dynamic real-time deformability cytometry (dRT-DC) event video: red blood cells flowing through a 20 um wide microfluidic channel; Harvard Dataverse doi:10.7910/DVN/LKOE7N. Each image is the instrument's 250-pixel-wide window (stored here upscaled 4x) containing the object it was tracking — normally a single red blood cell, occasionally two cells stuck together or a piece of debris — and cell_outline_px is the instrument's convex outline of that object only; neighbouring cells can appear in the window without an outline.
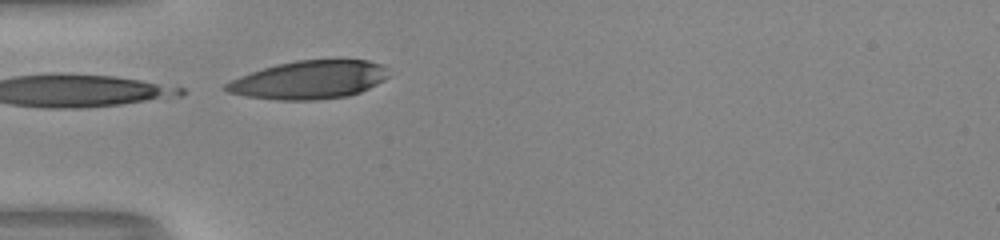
{"species": "human", "species_latin": "Homo sapiens", "temperature_condition": "room temperature", "stored_images_in_passage": 8, "camera_frame_rate_fps": 3000, "um_per_image_px": 0.085, "donor": {"sex": "male"}, "frame": {"image": 1, "passage_image": 1, "time_ms": 0.0, "image_size_px": [1000, 240], "cell_outline_px": [[388, 76], [384, 80], [360, 92], [348, 96], [316, 100], [280, 100], [244, 96], [228, 92], [220, 88], [224, 84], [240, 76], [276, 64], [296, 60], [368, 60], [380, 64], [384, 68]], "centroid_in_image_um": [26.23, 6.8], "position_along_channel_um": 58.8, "area_um2": 36.07}}